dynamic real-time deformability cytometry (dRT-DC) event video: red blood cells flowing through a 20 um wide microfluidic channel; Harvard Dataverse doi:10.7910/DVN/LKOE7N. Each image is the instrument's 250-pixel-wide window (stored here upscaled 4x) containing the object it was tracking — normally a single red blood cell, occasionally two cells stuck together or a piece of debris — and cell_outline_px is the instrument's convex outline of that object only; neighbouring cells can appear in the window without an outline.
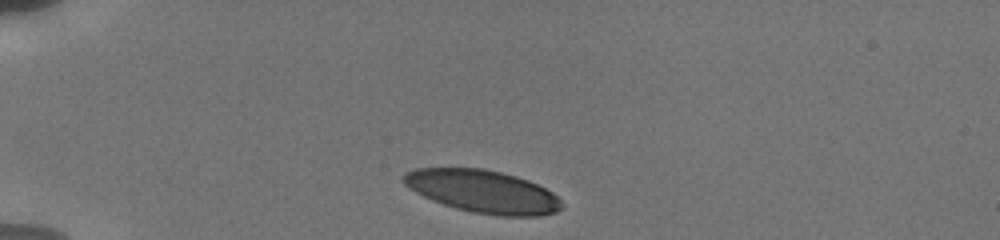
{"species": "human", "species_latin": "Homo sapiens", "temperature_condition": "cold", "stored_images_in_passage": 17, "camera_frame_rate_fps": 3000, "um_per_image_px": 0.085, "donor": {"sex": "male"}, "frame": {"image": 1, "passage_image": 1, "time_ms": 0.0, "image_size_px": [1000, 240], "cell_outline_px": [[560, 208], [556, 212], [540, 216], [500, 216], [472, 212], [456, 208], [432, 200], [408, 188], [400, 180], [400, 176], [404, 172], [416, 168], [484, 168], [516, 176], [528, 180], [552, 192], [560, 200]], "centroid_in_image_um": [40.98, 16.26], "position_along_channel_um": 44.0, "area_um2": 39.36}}
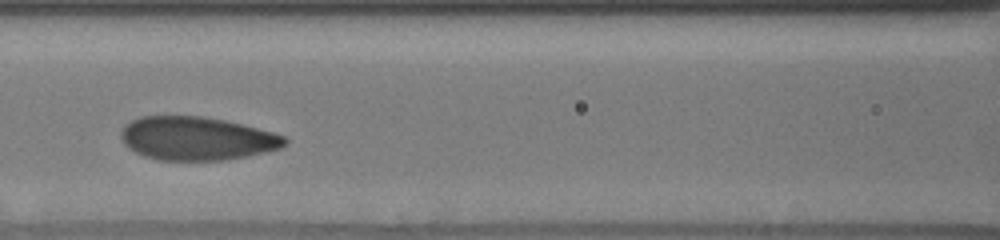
{"frame": {"image": 2, "passage_image": 6, "time_ms": 4.0, "image_size_px": [1000, 240], "cell_outline_px": [[288, 140], [280, 148], [268, 152], [228, 160], [160, 160], [144, 156], [128, 148], [124, 144], [120, 136], [120, 132], [124, 124], [140, 116], [200, 116], [224, 120], [272, 132], [284, 136]], "centroid_in_image_um": [16.69, 11.77], "position_along_channel_um": 149.9, "area_um2": 41.5}}
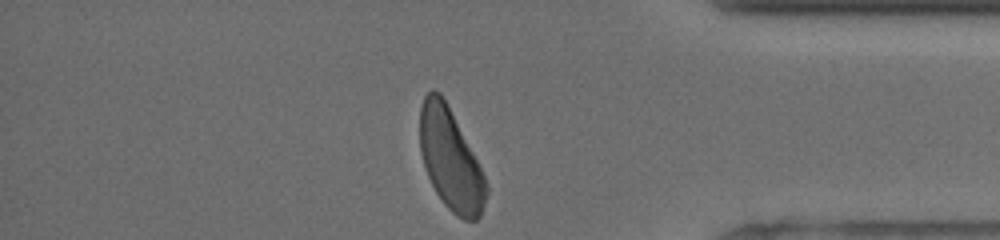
{"frame": {"image": 3, "passage_image": 17, "time_ms": 11.0, "image_size_px": [1000, 240], "cell_outline_px": [[488, 192], [480, 216], [476, 220], [464, 220], [456, 216], [444, 204], [436, 192], [428, 176], [420, 152], [420, 108], [424, 96], [432, 88], [440, 92], [472, 152], [484, 176], [488, 188]], "centroid_in_image_um": [38.28, 13.59], "position_along_channel_um": 396.9, "area_um2": 38.38}, "authors_computed_cell_mechanics": {"area_um2": 40.171, "velocity_mm_per_s": 3.7708, "shape_relaxation_time_tau1_ms": 2.4475, "shape_relaxation_time_tau2_ms": 0.6865, "deformation_change_tau1": 0.1252, "deformation_change_tau2": 0.0553}}